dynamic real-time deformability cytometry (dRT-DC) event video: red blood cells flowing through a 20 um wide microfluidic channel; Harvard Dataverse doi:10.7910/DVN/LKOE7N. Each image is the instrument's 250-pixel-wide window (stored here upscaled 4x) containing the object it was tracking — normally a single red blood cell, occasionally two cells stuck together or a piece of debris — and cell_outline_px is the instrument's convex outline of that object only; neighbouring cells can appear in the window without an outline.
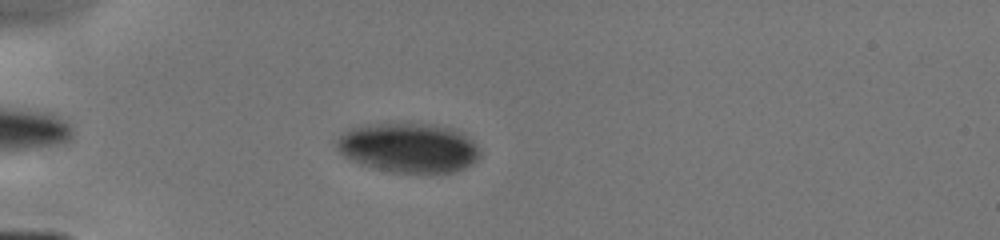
{"species": "human", "species_latin": "Homo sapiens", "temperature_condition": "cold", "stored_images_in_passage": 9, "camera_frame_rate_fps": 3000, "um_per_image_px": 0.085, "donor": {"sex": "male"}, "frame": {"image": 1, "passage_image": 4, "time_ms": 1.333, "image_size_px": [1000, 240], "cell_outline_px": [[480, 156], [472, 164], [464, 168], [452, 172], [392, 172], [372, 168], [348, 160], [336, 148], [336, 140], [344, 132], [352, 128], [368, 124], [432, 124], [456, 128], [472, 140], [480, 148]], "centroid_in_image_um": [34.73, 12.56], "position_along_channel_um": 50.3, "area_um2": 41.56}}